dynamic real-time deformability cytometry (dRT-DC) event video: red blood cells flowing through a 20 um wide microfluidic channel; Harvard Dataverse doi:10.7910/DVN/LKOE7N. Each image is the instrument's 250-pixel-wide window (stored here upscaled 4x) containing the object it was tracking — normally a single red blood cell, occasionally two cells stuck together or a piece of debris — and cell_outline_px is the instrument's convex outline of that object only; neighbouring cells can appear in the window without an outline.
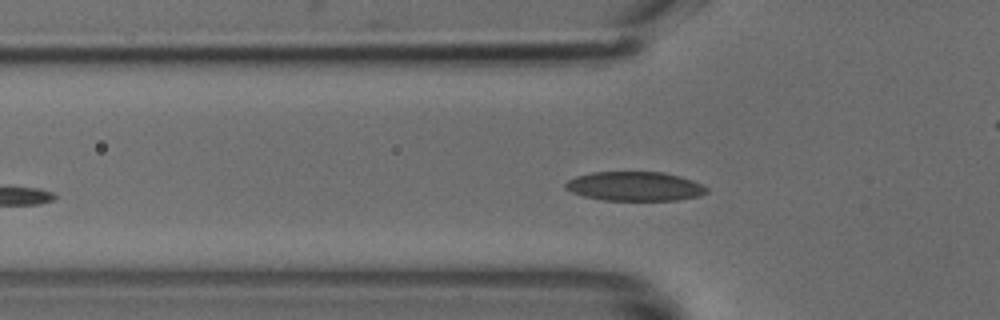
{"species": "common noctule bat (a hibernating species)", "species_latin": "Nyctalus noctula", "temperature_condition": "cold", "stored_images_in_passage": 38, "camera_frame_rate_fps": 3000, "um_per_image_px": 0.085, "animal": {"sex": "male", "body_mass_g": 18.8}, "frame": {"image": 1, "passage_image": 7, "time_ms": 2.0, "image_size_px": [1000, 320], "cell_outline_px": [[708, 192], [700, 196], [676, 200], [604, 200], [584, 196], [572, 192], [564, 188], [564, 184], [568, 180], [576, 176], [592, 172], [664, 172], [680, 176], [692, 180], [708, 188]], "centroid_in_image_um": [53.95, 15.83], "position_along_channel_um": 71.8, "area_um2": 24.04}}
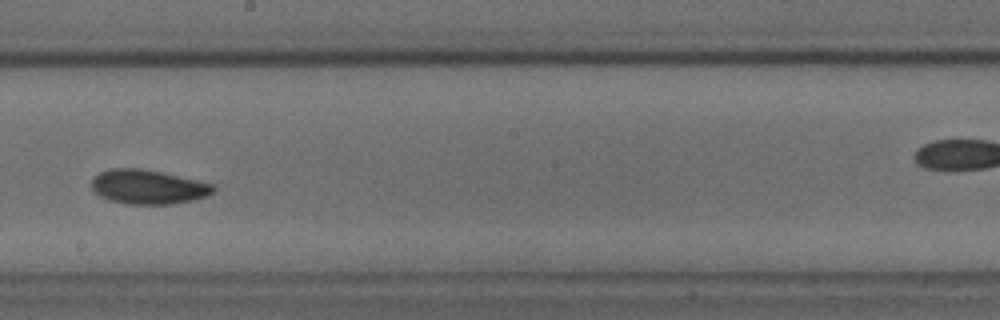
{"frame": {"image": 2, "passage_image": 19, "time_ms": 6.0, "image_size_px": [1000, 320], "cell_outline_px": [[216, 192], [208, 196], [196, 200], [172, 204], [128, 204], [108, 200], [100, 196], [92, 188], [92, 180], [100, 172], [112, 168], [140, 168], [160, 172], [216, 184]], "centroid_in_image_um": [12.65, 15.9], "position_along_channel_um": 235.5, "area_um2": 24.51}}
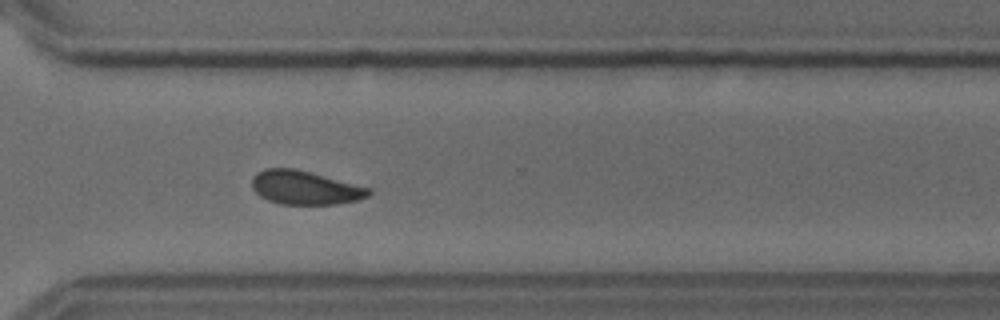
{"frame": {"image": 3, "passage_image": 27, "time_ms": 8.667, "image_size_px": [1000, 320], "cell_outline_px": [[372, 192], [368, 196], [356, 200], [336, 204], [280, 204], [268, 200], [260, 196], [252, 188], [252, 176], [256, 172], [264, 168], [296, 168], [372, 188]], "centroid_in_image_um": [25.91, 15.94], "position_along_channel_um": 344.7, "area_um2": 23.12}}